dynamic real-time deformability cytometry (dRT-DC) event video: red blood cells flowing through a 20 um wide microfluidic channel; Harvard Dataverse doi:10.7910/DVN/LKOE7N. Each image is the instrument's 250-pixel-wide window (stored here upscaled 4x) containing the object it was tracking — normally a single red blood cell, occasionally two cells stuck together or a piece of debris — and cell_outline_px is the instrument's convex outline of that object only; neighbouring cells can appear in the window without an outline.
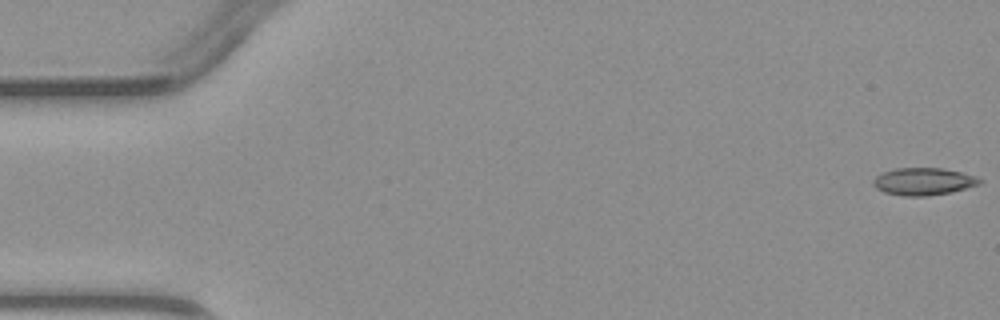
{"species": "common noctule bat (a hibernating species)", "species_latin": "Nyctalus noctula", "temperature_condition": "warm", "stored_images_in_passage": 5, "camera_frame_rate_fps": 3000, "um_per_image_px": 0.085, "animal": {"sex": "male", "body_mass_g": 23.1, "forearm_length_mm": 52.7}, "frame": {"image": 1, "passage_image": 1, "time_ms": 0.0, "image_size_px": [1000, 320], "cell_outline_px": [[984, 180], [980, 184], [952, 192], [928, 196], [904, 196], [884, 192], [876, 188], [872, 184], [872, 180], [876, 176], [884, 172], [896, 168], [940, 168], [960, 172], [976, 176]], "centroid_in_image_um": [78.5, 15.43], "position_along_channel_um": 6.5, "area_um2": 16.99}}
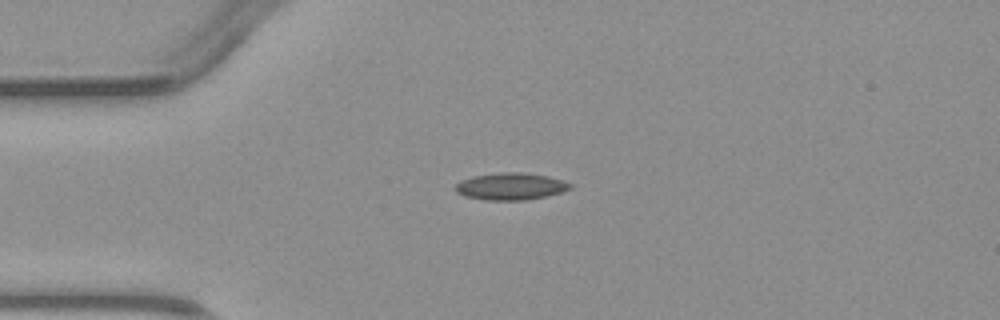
{"frame": {"image": 2, "passage_image": 4, "time_ms": 3.667, "image_size_px": [1000, 320], "cell_outline_px": [[572, 188], [560, 192], [544, 196], [524, 200], [488, 200], [464, 196], [456, 192], [456, 184], [460, 180], [472, 176], [500, 172], [520, 172], [548, 176], [572, 184]], "centroid_in_image_um": [43.37, 15.83], "position_along_channel_um": 41.6, "area_um2": 17.92}}